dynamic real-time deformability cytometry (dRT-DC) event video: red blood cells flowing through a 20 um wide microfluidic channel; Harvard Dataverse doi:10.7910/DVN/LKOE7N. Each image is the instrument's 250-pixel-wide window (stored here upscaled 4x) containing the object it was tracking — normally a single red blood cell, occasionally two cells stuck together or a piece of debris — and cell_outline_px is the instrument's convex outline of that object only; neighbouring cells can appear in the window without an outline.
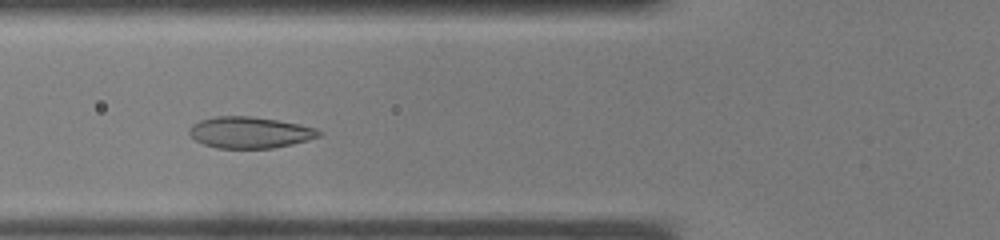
{"species": "common noctule bat (a hibernating species)", "species_latin": "Nyctalus noctula", "temperature_condition": "warm", "stored_images_in_passage": 34, "camera_frame_rate_fps": 3000, "um_per_image_px": 0.085, "animal": {"sex": "male", "body_mass_g": 19.0, "forearm_length_mm": 50.8}, "frame": {"image": 1, "passage_image": 11, "time_ms": 3.333, "image_size_px": [1000, 240], "cell_outline_px": [[324, 132], [320, 136], [308, 140], [292, 144], [272, 148], [216, 148], [204, 144], [196, 140], [188, 132], [188, 128], [192, 124], [200, 120], [216, 116], [252, 116], [300, 124], [316, 128]], "centroid_in_image_um": [21.24, 11.25], "position_along_channel_um": 104.6, "area_um2": 23.76}}
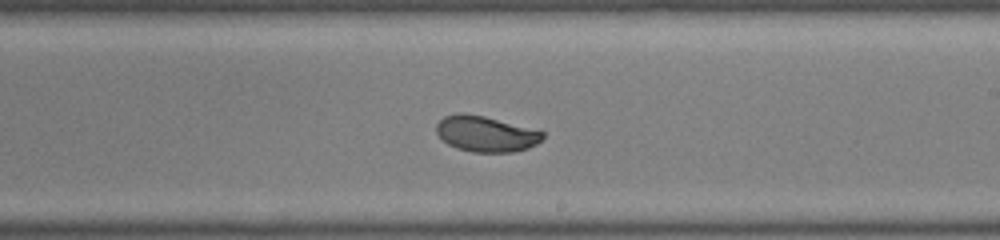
{"frame": {"image": 2, "passage_image": 19, "time_ms": 6.0, "image_size_px": [1000, 240], "cell_outline_px": [[544, 136], [536, 144], [528, 148], [512, 152], [472, 152], [456, 148], [448, 144], [436, 132], [436, 124], [444, 116], [456, 112], [464, 112], [484, 116], [544, 132]], "centroid_in_image_um": [41.25, 11.37], "position_along_channel_um": 247.7, "area_um2": 22.02}}
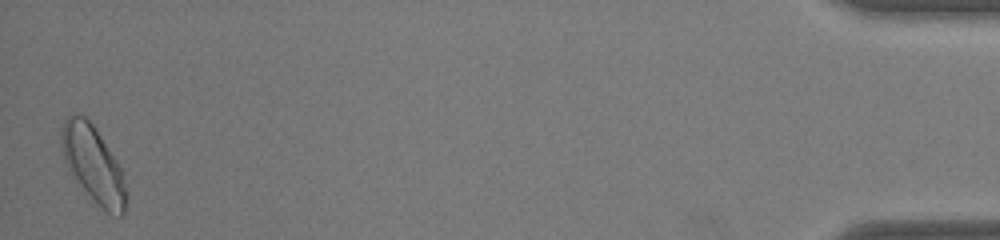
{"frame": {"image": 3, "passage_image": 34, "time_ms": 11.0, "image_size_px": [1000, 240], "cell_outline_px": [[124, 212], [120, 216], [108, 212], [96, 204], [68, 168], [64, 160], [60, 148], [60, 132], [64, 120], [68, 116], [84, 116], [92, 124], [116, 160], [120, 168], [124, 184]], "centroid_in_image_um": [7.87, 13.93], "position_along_channel_um": 427.3, "area_um2": 27.74}}